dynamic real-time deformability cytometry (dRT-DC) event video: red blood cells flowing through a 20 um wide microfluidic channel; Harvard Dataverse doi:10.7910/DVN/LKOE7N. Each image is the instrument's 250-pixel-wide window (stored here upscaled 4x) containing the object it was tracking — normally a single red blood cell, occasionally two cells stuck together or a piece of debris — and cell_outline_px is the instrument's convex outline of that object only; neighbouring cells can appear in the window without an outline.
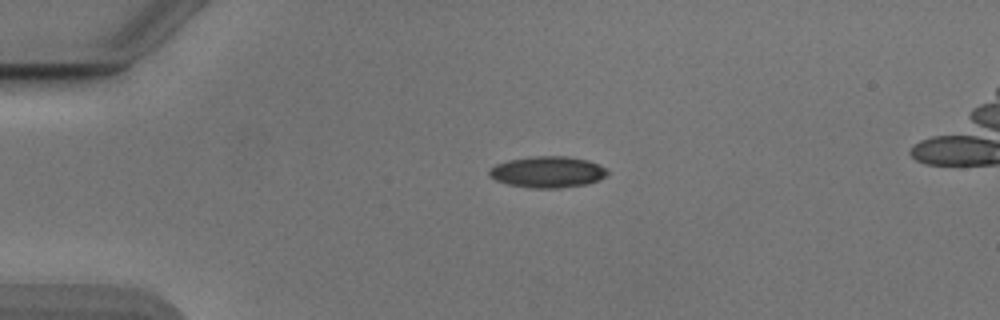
{"species": "Egyptian fruit bat (a non-hibernating species)", "species_latin": "Rousettus aegyptiacus", "temperature_condition": "cold", "stored_images_in_passage": 41, "camera_frame_rate_fps": 3000, "um_per_image_px": 0.085, "animal": {"sex": "male"}, "frame": {"image": 1, "passage_image": 1, "time_ms": 0.0, "image_size_px": [1000, 320], "cell_outline_px": [[608, 176], [600, 180], [588, 184], [560, 188], [528, 188], [508, 184], [496, 180], [488, 176], [488, 168], [496, 164], [508, 160], [536, 156], [564, 156], [588, 160], [604, 168], [608, 172]], "centroid_in_image_um": [46.53, 14.63], "position_along_channel_um": 38.5, "area_um2": 21.68}}
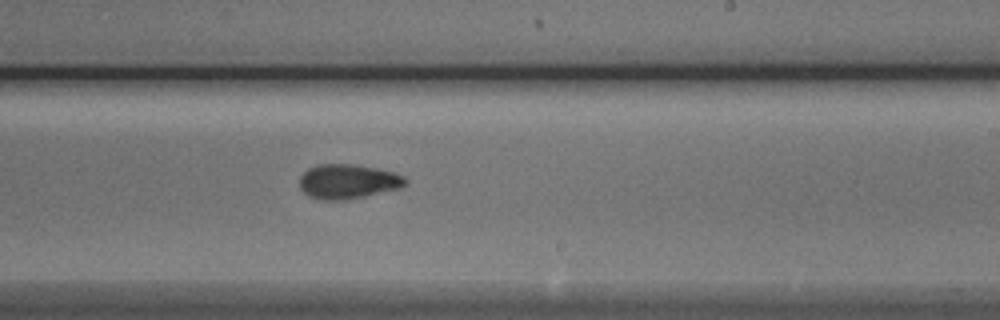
{"frame": {"image": 2, "passage_image": 21, "time_ms": 6.667, "image_size_px": [1000, 320], "cell_outline_px": [[408, 184], [400, 188], [348, 200], [320, 200], [308, 196], [300, 188], [300, 176], [308, 168], [320, 164], [352, 164], [376, 168], [396, 172], [404, 176], [408, 180]], "centroid_in_image_um": [29.6, 15.43], "position_along_channel_um": 259.4, "area_um2": 21.56}}
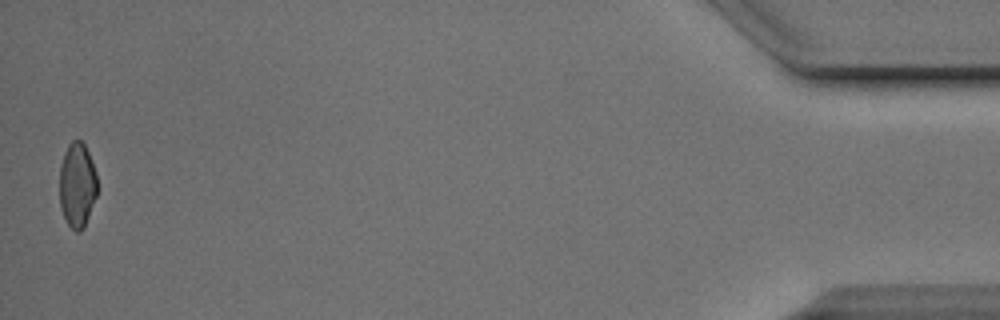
{"frame": {"image": 3, "passage_image": 41, "time_ms": 13.333, "image_size_px": [1000, 320], "cell_outline_px": [[96, 196], [84, 228], [80, 232], [76, 232], [68, 224], [60, 208], [60, 168], [64, 152], [68, 144], [72, 140], [80, 140], [84, 144], [88, 152], [96, 172]], "centroid_in_image_um": [6.55, 15.73], "position_along_channel_um": 428.6, "area_um2": 18.55}, "authors_computed_cell_mechanics": {"area_um2": 20.9814, "velocity_mm_per_s": 3.8952, "shape_relaxation_time_tau1_ms": 4.5625, "shape_relaxation_time_tau2_ms": 2.1475, "deformation_change_tau1": 0.1252, "deformation_change_tau2": 0.0816}}